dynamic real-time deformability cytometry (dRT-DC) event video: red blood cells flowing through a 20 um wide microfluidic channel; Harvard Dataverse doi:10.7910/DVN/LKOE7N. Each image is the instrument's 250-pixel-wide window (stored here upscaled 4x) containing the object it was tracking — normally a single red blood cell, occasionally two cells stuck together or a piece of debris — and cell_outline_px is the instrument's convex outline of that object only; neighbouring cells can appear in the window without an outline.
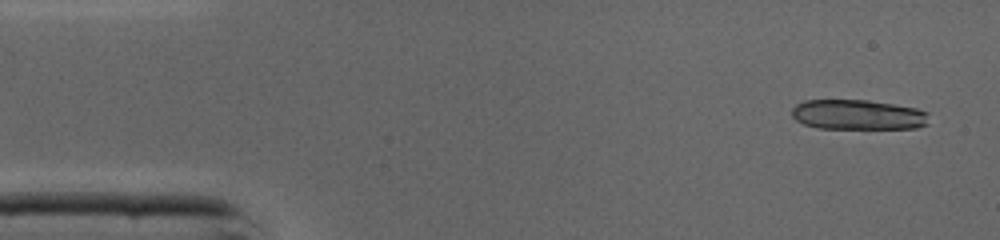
{"species": "common noctule bat (a hibernating species)", "species_latin": "Nyctalus noctula", "temperature_condition": "cold", "stored_images_in_passage": 44, "segment_of_instrument_passage": [1, 2], "camera_frame_rate_fps": 3000, "um_per_image_px": 0.085, "animal": {"sex": "male", "body_mass_g": 19.0, "forearm_length_mm": 50.8}, "frame": {"image": 1, "passage_image": 2, "time_ms": 0.333, "image_size_px": [1000, 240], "cell_outline_px": [[928, 124], [916, 128], [816, 128], [804, 124], [796, 120], [792, 116], [792, 108], [796, 104], [804, 100], [868, 100], [916, 108], [928, 112]], "centroid_in_image_um": [72.91, 9.75], "position_along_channel_um": 12.1, "area_um2": 23.99}}